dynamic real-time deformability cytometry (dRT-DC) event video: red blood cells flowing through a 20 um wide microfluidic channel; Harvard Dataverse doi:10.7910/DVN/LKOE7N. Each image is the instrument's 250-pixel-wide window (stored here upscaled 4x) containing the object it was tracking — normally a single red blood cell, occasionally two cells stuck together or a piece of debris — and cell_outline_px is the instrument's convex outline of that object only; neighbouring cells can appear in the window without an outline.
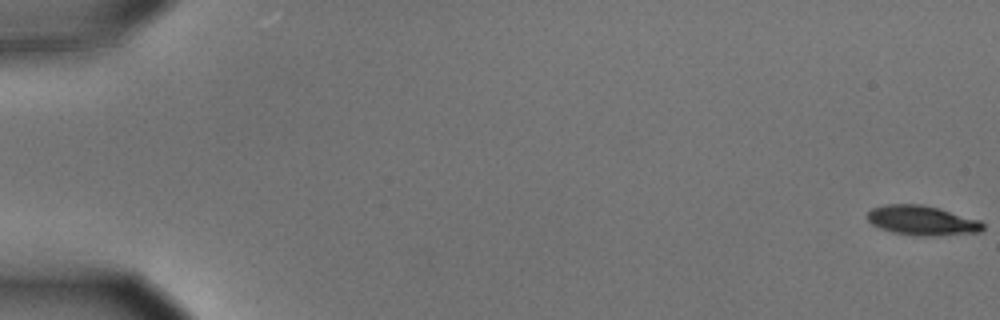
{"species": "common noctule bat (a hibernating species)", "species_latin": "Nyctalus noctula", "temperature_condition": "cold", "stored_images_in_passage": 57, "camera_frame_rate_fps": 3000, "um_per_image_px": 0.085, "animal": {"sex": "male", "body_mass_g": 15.6}, "frame": {"image": 1, "passage_image": 1, "time_ms": 0.0, "image_size_px": [1000, 320], "cell_outline_px": [[984, 228], [980, 232], [936, 236], [920, 236], [892, 232], [880, 228], [872, 224], [868, 220], [868, 212], [872, 208], [884, 204], [920, 204], [936, 208], [980, 220], [984, 224]], "centroid_in_image_um": [78.37, 18.75], "position_along_channel_um": 6.6, "area_um2": 19.83}}
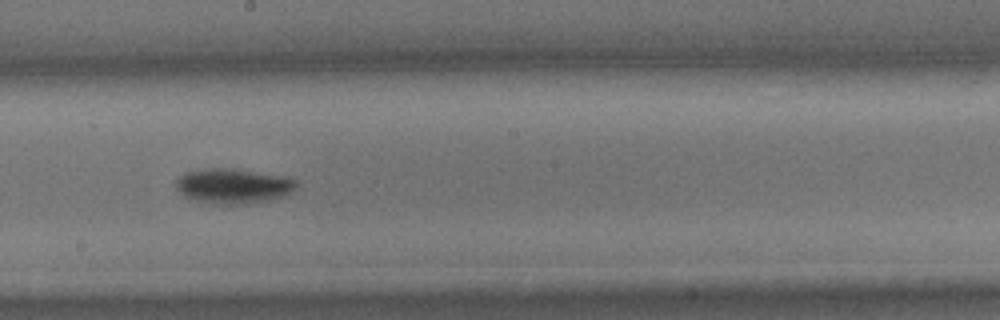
{"frame": {"image": 2, "passage_image": 33, "time_ms": 10.667, "image_size_px": [1000, 320], "cell_outline_px": [[300, 184], [296, 188], [284, 196], [268, 200], [248, 204], [216, 204], [196, 200], [184, 196], [176, 188], [176, 180], [184, 172], [204, 168], [232, 168], [284, 176], [296, 180]], "centroid_in_image_um": [19.83, 15.8], "position_along_channel_um": 228.4, "area_um2": 24.68}}
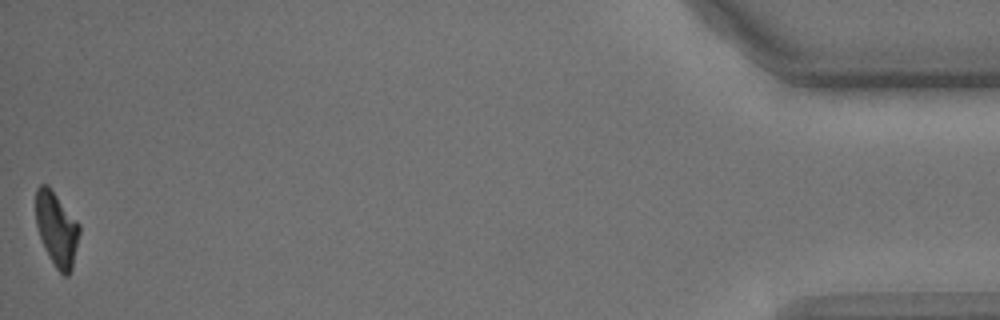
{"frame": {"image": 3, "passage_image": 57, "time_ms": 18.667, "image_size_px": [1000, 320], "cell_outline_px": [[80, 232], [72, 268], [68, 276], [64, 276], [56, 268], [48, 256], [44, 248], [36, 224], [36, 188], [40, 184], [48, 184], [80, 224]], "centroid_in_image_um": [4.82, 19.45], "position_along_channel_um": 430.4, "area_um2": 18.9}, "authors_computed_cell_mechanics": {"area_um2": 20.9236, "velocity_mm_per_s": 3.6107, "shape_relaxation_time_tau1_ms": 1.8892, "shape_relaxation_time_tau2_ms": null, "deformation_change_tau1": 0.1409, "deformation_change_tau2": null}}